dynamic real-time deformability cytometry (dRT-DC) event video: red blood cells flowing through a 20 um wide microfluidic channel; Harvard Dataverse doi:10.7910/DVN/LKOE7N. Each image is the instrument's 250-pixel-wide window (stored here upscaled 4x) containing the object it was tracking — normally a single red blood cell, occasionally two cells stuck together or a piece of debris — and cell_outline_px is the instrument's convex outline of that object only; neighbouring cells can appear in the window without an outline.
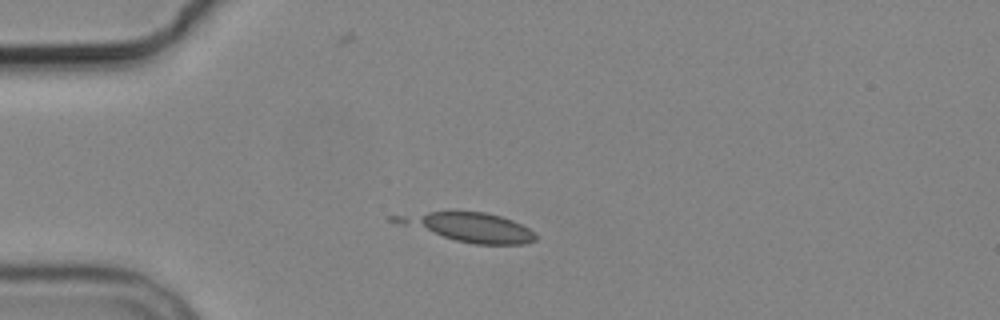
{"species": "common noctule bat (a hibernating species)", "species_latin": "Nyctalus noctula", "temperature_condition": "cold", "stored_images_in_passage": 9, "camera_frame_rate_fps": 3000, "um_per_image_px": 0.085, "animal": {"sex": "male", "body_mass_g": 19.2, "forearm_length_mm": 51.8}, "frame": {"image": 1, "passage_image": 2, "time_ms": 1.0, "image_size_px": [1000, 320], "cell_outline_px": [[536, 240], [524, 244], [476, 244], [456, 240], [388, 220], [388, 216], [452, 208], [484, 212], [500, 216], [512, 220], [528, 228], [536, 236]], "centroid_in_image_um": [39.78, 19.24], "position_along_channel_um": 45.2, "area_um2": 24.04}}
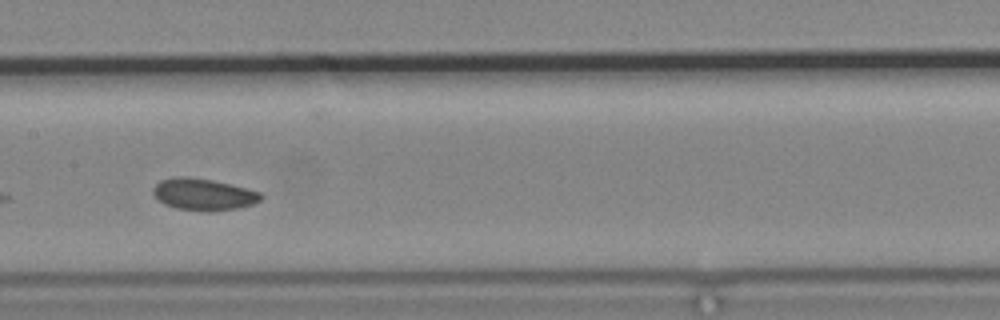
{"frame": {"image": 2, "passage_image": 6, "time_ms": 5.667, "image_size_px": [1000, 320], "cell_outline_px": [[264, 196], [260, 200], [252, 204], [236, 208], [176, 208], [164, 204], [152, 192], [152, 188], [160, 180], [176, 176], [188, 176], [212, 180], [260, 192]], "centroid_in_image_um": [17.25, 16.46], "position_along_channel_um": 190.2, "area_um2": 18.96}}
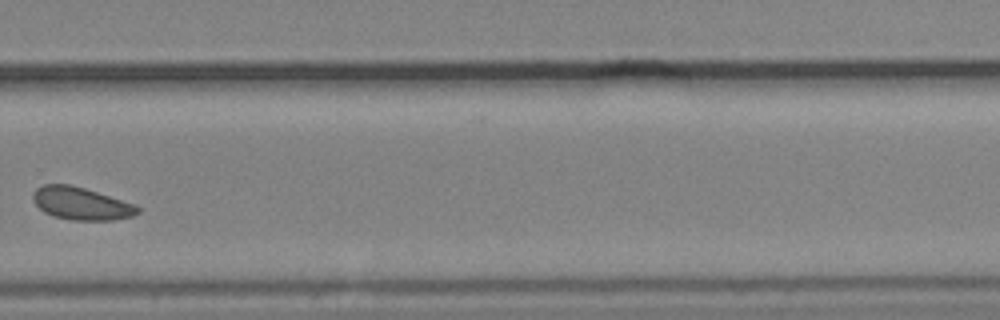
{"frame": {"image": 3, "passage_image": 9, "time_ms": 9.333, "image_size_px": [1000, 320], "cell_outline_px": [[140, 212], [132, 216], [112, 220], [72, 220], [52, 216], [44, 212], [32, 200], [32, 196], [36, 188], [44, 184], [72, 184], [132, 204], [140, 208]], "centroid_in_image_um": [6.85, 17.3], "position_along_channel_um": 323.0, "area_um2": 19.65}}